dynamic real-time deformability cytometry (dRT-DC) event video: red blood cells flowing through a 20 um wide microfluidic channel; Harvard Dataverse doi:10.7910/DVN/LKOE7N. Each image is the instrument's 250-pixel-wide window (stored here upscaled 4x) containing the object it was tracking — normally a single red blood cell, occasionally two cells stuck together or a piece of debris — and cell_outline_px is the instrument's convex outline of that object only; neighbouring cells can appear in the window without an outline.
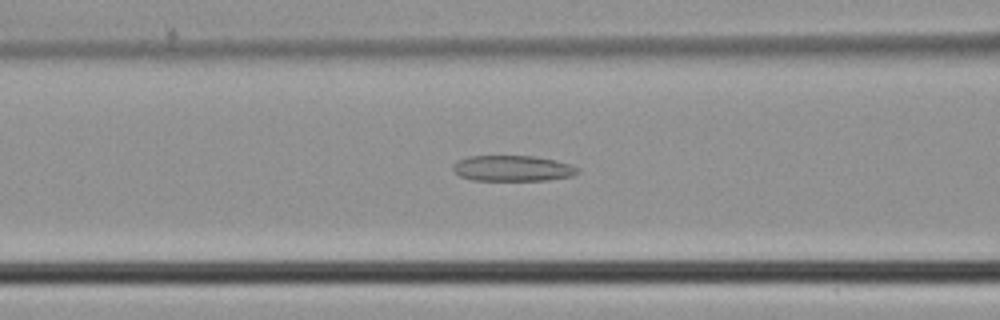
{"species": "common noctule bat (a hibernating species)", "species_latin": "Nyctalus noctula", "temperature_condition": "cold", "stored_images_in_passage": 37, "segment_of_instrument_passage": [1, 2], "camera_frame_rate_fps": 3000, "um_per_image_px": 0.085, "animal": {"sex": "male", "body_mass_g": 21.5, "forearm_length_mm": 52.0}, "frame": {"image": 1, "passage_image": 15, "time_ms": 4.667, "image_size_px": [1000, 320], "cell_outline_px": [[580, 172], [572, 176], [548, 180], [472, 180], [460, 176], [452, 172], [452, 164], [468, 156], [532, 156], [572, 164], [580, 168]], "centroid_in_image_um": [43.57, 14.31], "position_along_channel_um": 123.0, "area_um2": 18.79}}
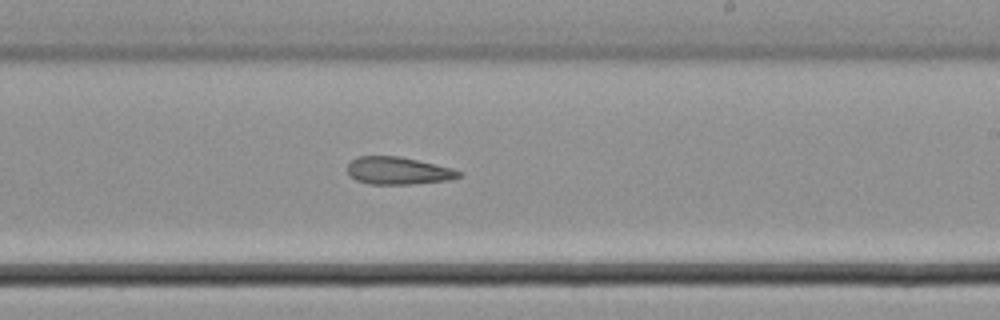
{"frame": {"image": 2, "passage_image": 24, "time_ms": 7.667, "image_size_px": [1000, 320], "cell_outline_px": [[464, 172], [460, 176], [448, 180], [412, 184], [372, 184], [356, 180], [348, 176], [348, 164], [356, 156], [400, 156], [452, 168]], "centroid_in_image_um": [33.83, 14.51], "position_along_channel_um": 255.2, "area_um2": 17.86}}
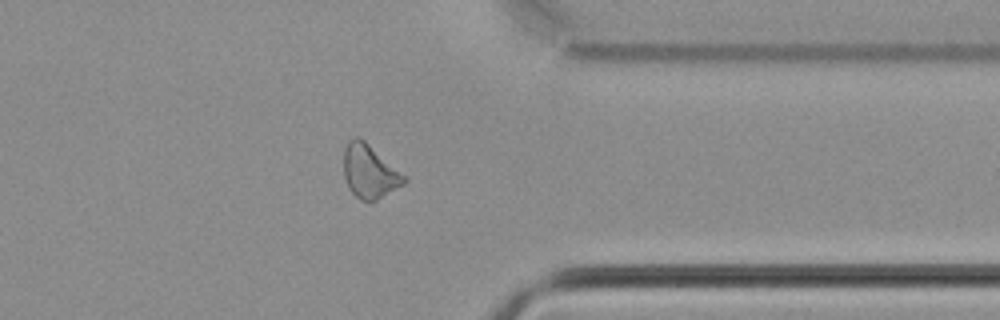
{"frame": {"image": 3, "passage_image": 33, "time_ms": 10.667, "image_size_px": [1000, 320], "cell_outline_px": [[408, 180], [404, 184], [376, 200], [368, 204], [360, 200], [348, 188], [344, 176], [344, 148], [348, 140], [356, 136], [364, 140], [408, 176]], "centroid_in_image_um": [31.43, 14.59], "position_along_channel_um": 380.0, "area_um2": 19.19}}